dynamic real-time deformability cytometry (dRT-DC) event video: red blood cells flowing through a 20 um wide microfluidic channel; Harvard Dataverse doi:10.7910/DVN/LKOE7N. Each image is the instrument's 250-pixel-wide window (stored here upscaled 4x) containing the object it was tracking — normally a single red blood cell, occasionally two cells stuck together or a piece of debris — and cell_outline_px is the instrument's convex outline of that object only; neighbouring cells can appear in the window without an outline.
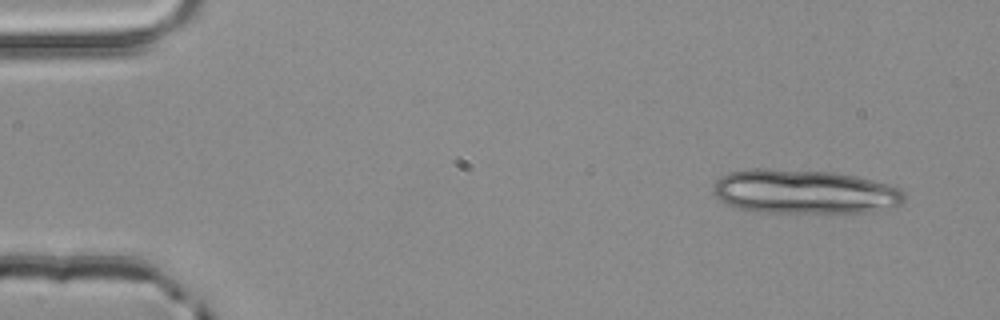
{"species": "common noctule bat (a hibernating species)", "species_latin": "Nyctalus noctula", "temperature_condition": "room temperature", "stored_images_in_passage": 3, "camera_frame_rate_fps": 3000, "um_per_image_px": 0.085, "animal": {"sex": "male", "body_mass_g": 20.4}, "frame": {"image": 1, "passage_image": 1, "time_ms": 0.0, "image_size_px": [1000, 320], "cell_outline_px": [[904, 200], [900, 204], [868, 212], [756, 212], [736, 208], [724, 204], [712, 192], [712, 184], [720, 176], [728, 172], [748, 168], [768, 168], [836, 172], [856, 176], [888, 184], [900, 188], [904, 192]], "centroid_in_image_um": [68.28, 16.28], "position_along_channel_um": 16.7, "area_um2": 49.65}}